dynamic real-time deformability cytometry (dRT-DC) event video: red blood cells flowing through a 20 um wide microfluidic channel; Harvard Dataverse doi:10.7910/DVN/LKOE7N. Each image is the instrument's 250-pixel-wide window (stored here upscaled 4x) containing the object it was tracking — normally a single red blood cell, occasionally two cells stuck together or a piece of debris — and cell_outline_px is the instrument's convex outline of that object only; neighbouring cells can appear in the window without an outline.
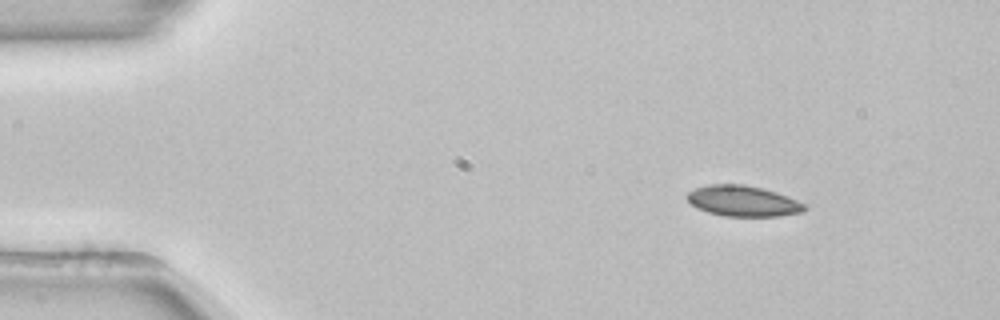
{"species": "common noctule bat (a hibernating species)", "species_latin": "Nyctalus noctula", "temperature_condition": "room temperature", "stored_images_in_passage": 47, "camera_frame_rate_fps": 3000, "um_per_image_px": 0.085, "animal": {"sex": "female", "body_mass_g": 22.7, "forearm_length_mm": 54.2}, "frame": {"image": 1, "passage_image": 1, "time_ms": 0.0, "image_size_px": [1000, 320], "cell_outline_px": [[808, 208], [804, 212], [780, 216], [724, 216], [708, 212], [696, 208], [684, 196], [688, 192], [696, 188], [708, 184], [744, 184], [776, 192], [796, 200], [804, 204]], "centroid_in_image_um": [63.14, 17.09], "position_along_channel_um": 21.9, "area_um2": 21.04}}
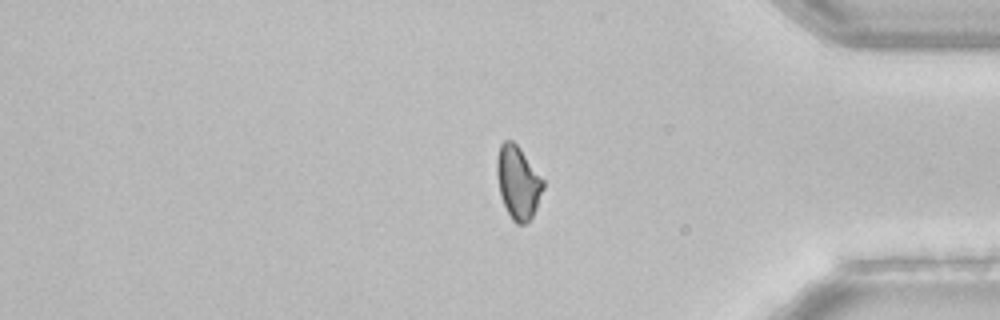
{"frame": {"image": 2, "passage_image": 38, "time_ms": 12.333, "image_size_px": [1000, 320], "cell_outline_px": [[544, 188], [536, 208], [532, 216], [524, 224], [516, 224], [512, 220], [500, 196], [496, 176], [496, 160], [500, 144], [504, 140], [512, 140], [520, 148], [544, 180]], "centroid_in_image_um": [44.01, 15.49], "position_along_channel_um": 391.2, "area_um2": 19.71}}
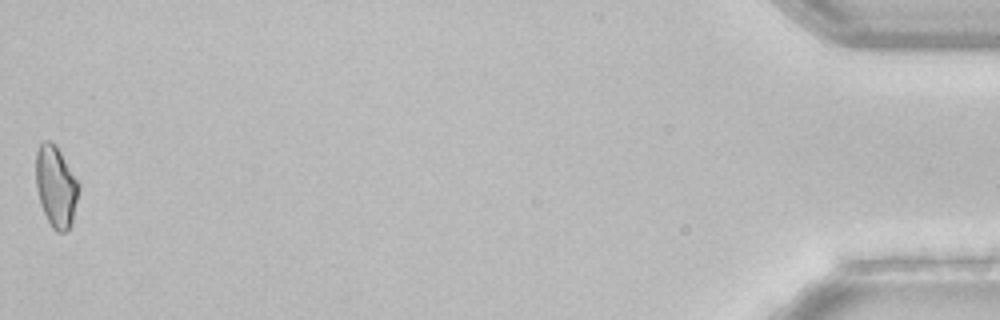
{"frame": {"image": 3, "passage_image": 47, "time_ms": 15.333, "image_size_px": [1000, 320], "cell_outline_px": [[80, 188], [72, 220], [68, 228], [64, 232], [56, 232], [52, 228], [40, 204], [36, 188], [36, 152], [40, 144], [44, 140], [52, 140], [56, 144], [80, 184]], "centroid_in_image_um": [4.75, 15.81], "position_along_channel_um": 430.5, "area_um2": 20.35}}